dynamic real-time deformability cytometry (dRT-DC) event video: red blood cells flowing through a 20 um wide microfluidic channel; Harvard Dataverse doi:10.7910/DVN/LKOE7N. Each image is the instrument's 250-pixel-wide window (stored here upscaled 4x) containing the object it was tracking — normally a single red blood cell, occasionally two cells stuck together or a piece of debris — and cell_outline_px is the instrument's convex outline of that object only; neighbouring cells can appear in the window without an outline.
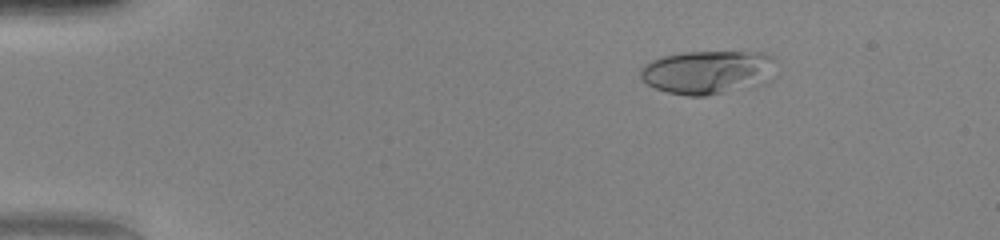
{"species": "human", "species_latin": "Homo sapiens", "temperature_condition": "warm", "stored_images_in_passage": 51, "camera_frame_rate_fps": 3000, "um_per_image_px": 0.085, "donor": {"sex": "female"}, "frame": {"image": 1, "passage_image": 9, "time_ms": 2.667, "image_size_px": [1000, 240], "cell_outline_px": [[776, 76], [772, 80], [764, 84], [704, 96], [688, 96], [668, 92], [656, 88], [640, 80], [640, 68], [644, 64], [660, 56], [684, 52], [764, 52], [772, 56]], "centroid_in_image_um": [60.18, 6.13], "position_along_channel_um": 24.8, "area_um2": 34.91}}
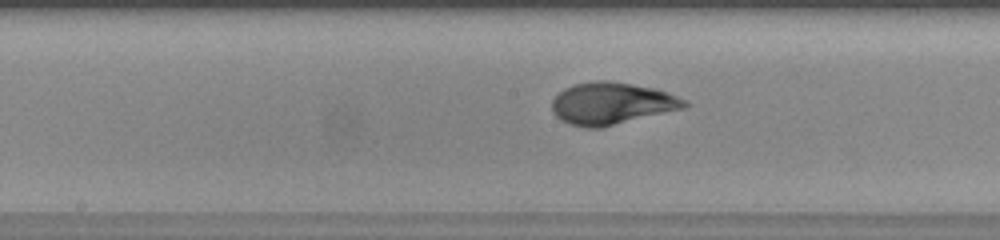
{"frame": {"image": 2, "passage_image": 28, "time_ms": 9.0, "image_size_px": [1000, 240], "cell_outline_px": [[688, 104], [684, 108], [600, 128], [588, 128], [568, 124], [560, 120], [552, 112], [552, 100], [564, 88], [576, 84], [592, 80], [608, 80], [656, 88], [688, 100]], "centroid_in_image_um": [51.98, 8.79], "position_along_channel_um": 196.2, "area_um2": 32.54}}
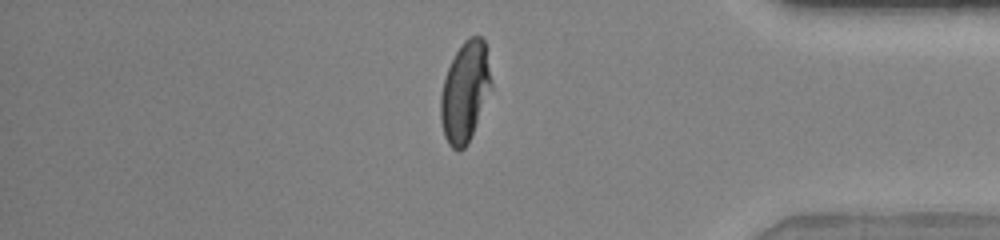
{"frame": {"image": 3, "passage_image": 44, "time_ms": 14.333, "image_size_px": [1000, 240], "cell_outline_px": [[492, 88], [468, 144], [464, 148], [452, 148], [448, 144], [444, 136], [440, 120], [440, 96], [444, 80], [448, 68], [456, 52], [464, 40], [468, 36], [480, 36], [484, 40], [492, 80]], "centroid_in_image_um": [39.53, 7.8], "position_along_channel_um": 395.7, "area_um2": 29.54}, "authors_computed_cell_mechanics": {"area_um2": 31.9634, "velocity_mm_per_s": 4.1479, "shape_relaxation_time_tau1_ms": 3.9266, "shape_relaxation_time_tau2_ms": null, "deformation_change_tau1": 0.2235, "deformation_change_tau2": null}}